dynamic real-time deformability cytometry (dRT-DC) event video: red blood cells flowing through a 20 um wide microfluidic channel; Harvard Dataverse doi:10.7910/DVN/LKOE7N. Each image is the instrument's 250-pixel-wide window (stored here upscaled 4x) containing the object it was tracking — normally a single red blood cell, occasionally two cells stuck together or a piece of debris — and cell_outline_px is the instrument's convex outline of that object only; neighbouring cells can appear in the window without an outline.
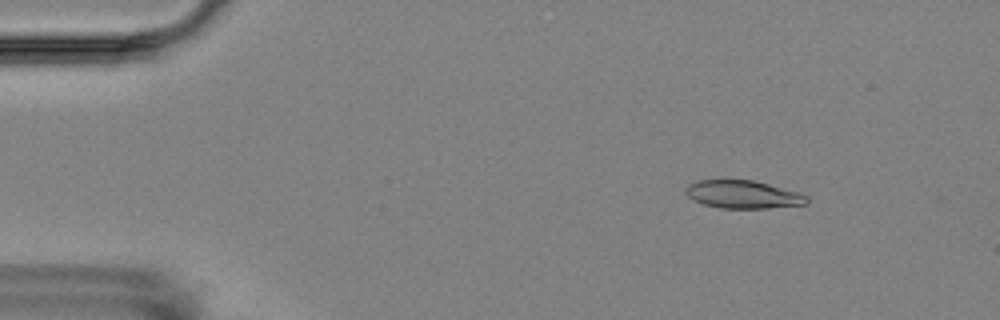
{"species": "Egyptian fruit bat (a non-hibernating species)", "species_latin": "Rousettus aegyptiacus", "temperature_condition": "room temperature", "stored_images_in_passage": 4, "camera_frame_rate_fps": 3000, "um_per_image_px": 0.085, "animal": {"sex": "female"}, "frame": {"image": 1, "passage_image": 2, "time_ms": 1.0, "image_size_px": [1000, 320], "cell_outline_px": [[808, 204], [768, 208], [720, 208], [704, 204], [692, 200], [684, 192], [684, 188], [688, 184], [700, 180], [752, 180], [800, 192], [808, 196]], "centroid_in_image_um": [63.15, 16.53], "position_along_channel_um": 21.8, "area_um2": 19.83}}